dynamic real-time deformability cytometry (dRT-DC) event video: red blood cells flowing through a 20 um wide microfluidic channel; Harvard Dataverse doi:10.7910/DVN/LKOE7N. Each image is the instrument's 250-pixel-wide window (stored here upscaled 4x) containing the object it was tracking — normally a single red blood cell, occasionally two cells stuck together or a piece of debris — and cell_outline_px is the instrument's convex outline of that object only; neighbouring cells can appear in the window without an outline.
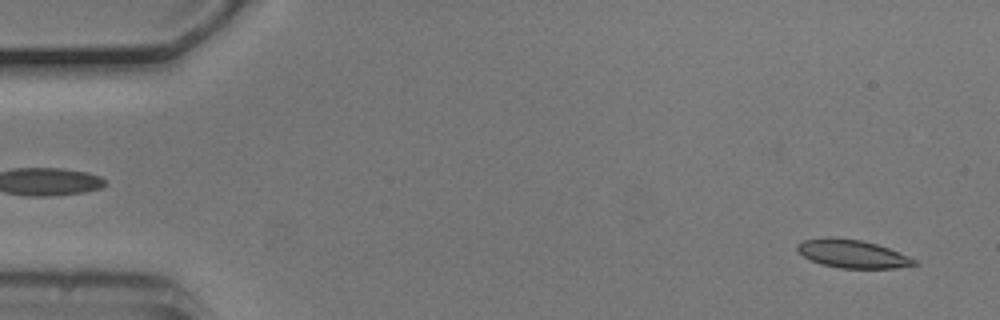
{"species": "common noctule bat (a hibernating species)", "species_latin": "Nyctalus noctula", "temperature_condition": "cold", "stored_images_in_passage": 53, "camera_frame_rate_fps": 3000, "um_per_image_px": 0.085, "animal": {"sex": "male", "body_mass_g": 20.5, "forearm_length_mm": 52.5}, "frame": {"image": 1, "passage_image": 2, "time_ms": 0.333, "image_size_px": [1000, 320], "cell_outline_px": [[920, 264], [892, 268], [840, 268], [820, 264], [804, 256], [796, 248], [796, 244], [804, 240], [824, 236], [828, 236], [860, 240], [876, 244], [888, 248], [916, 260]], "centroid_in_image_um": [72.41, 21.56], "position_along_channel_um": 12.6, "area_um2": 19.07}}
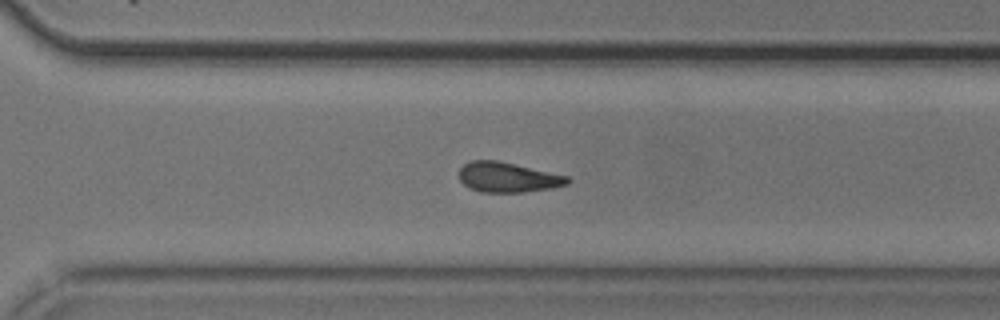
{"frame": {"image": 2, "passage_image": 37, "time_ms": 12.0, "image_size_px": [1000, 320], "cell_outline_px": [[572, 180], [568, 184], [552, 188], [524, 192], [484, 192], [468, 188], [460, 180], [460, 168], [468, 160], [496, 160], [568, 176]], "centroid_in_image_um": [43.16, 15.07], "position_along_channel_um": 327.4, "area_um2": 18.9}}
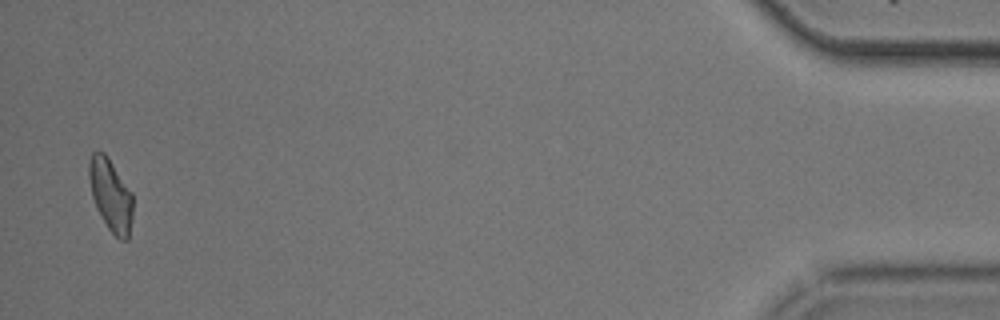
{"frame": {"image": 3, "passage_image": 52, "time_ms": 17.0, "image_size_px": [1000, 320], "cell_outline_px": [[132, 216], [128, 240], [120, 240], [108, 228], [96, 208], [92, 196], [88, 176], [88, 160], [92, 152], [104, 152], [108, 156], [132, 192]], "centroid_in_image_um": [9.4, 16.55], "position_along_channel_um": 425.8, "area_um2": 18.55}, "authors_computed_cell_mechanics": {"area_um2": 19.1318, "velocity_mm_per_s": 3.7096, "shape_relaxation_time_tau1_ms": 3.4844, "shape_relaxation_time_tau2_ms": 4.3975, "deformation_change_tau1": 0.1135, "deformation_change_tau2": 0.1255}}